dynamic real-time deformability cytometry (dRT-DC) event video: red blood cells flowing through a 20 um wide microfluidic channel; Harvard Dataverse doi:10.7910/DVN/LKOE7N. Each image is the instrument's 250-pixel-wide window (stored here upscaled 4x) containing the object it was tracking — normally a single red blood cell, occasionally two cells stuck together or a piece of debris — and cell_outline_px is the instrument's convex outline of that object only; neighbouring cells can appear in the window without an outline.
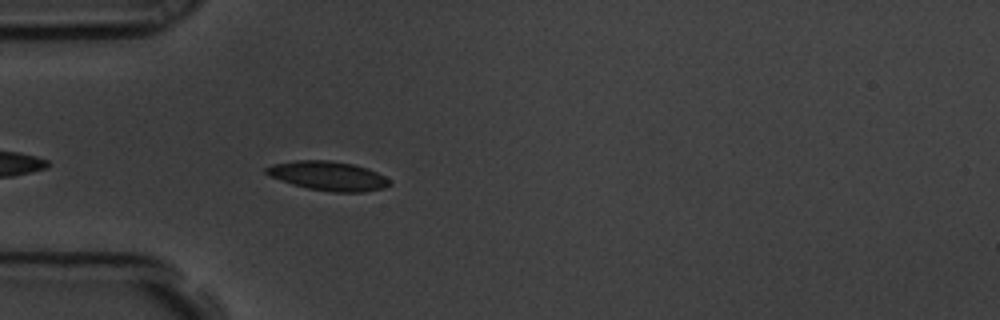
{"species": "common noctule bat (a hibernating species)", "species_latin": "Nyctalus noctula", "temperature_condition": "room temperature", "stored_images_in_passage": 26, "camera_frame_rate_fps": 3000, "um_per_image_px": 0.085, "animal": {"sex": "male", "body_mass_g": 19.5, "forearm_length_mm": 54.6}, "frame": {"image": 1, "passage_image": 4, "time_ms": 1.0, "image_size_px": [1000, 320], "cell_outline_px": [[392, 184], [384, 188], [364, 192], [332, 192], [308, 188], [292, 184], [272, 176], [264, 172], [264, 168], [272, 164], [296, 160], [328, 160], [352, 164], [368, 168], [384, 176]], "centroid_in_image_um": [27.9, 14.95], "position_along_channel_um": 57.1, "area_um2": 20.87}}
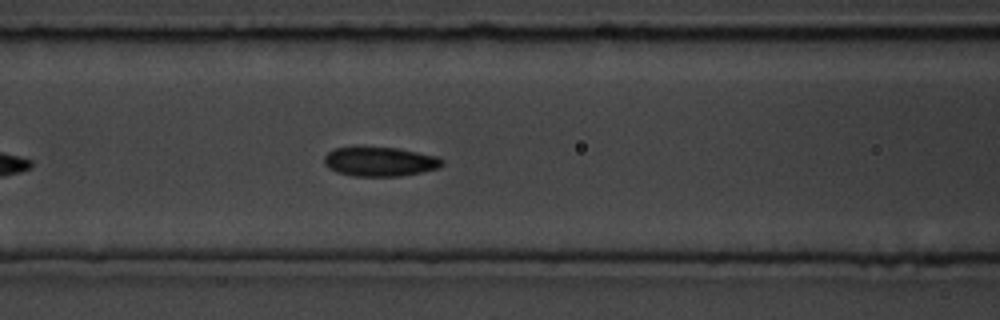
{"frame": {"image": 2, "passage_image": 11, "time_ms": 3.333, "image_size_px": [1000, 320], "cell_outline_px": [[444, 164], [436, 168], [420, 172], [400, 176], [352, 176], [336, 172], [328, 168], [324, 164], [324, 156], [332, 148], [400, 148], [436, 156], [444, 160]], "centroid_in_image_um": [32.27, 13.74], "position_along_channel_um": 134.3, "area_um2": 20.0}}
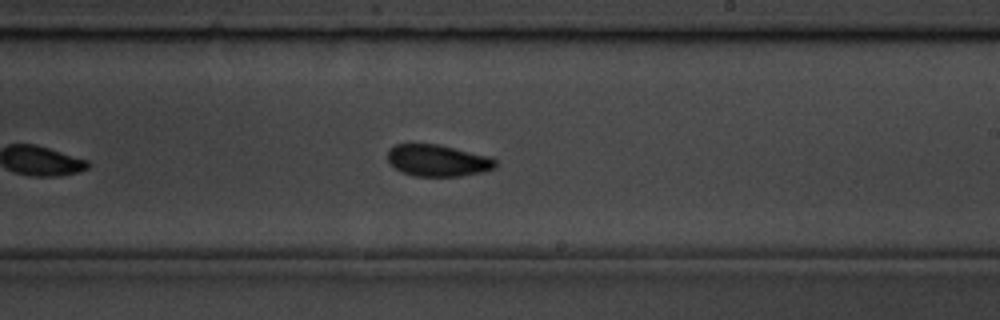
{"frame": {"image": 3, "passage_image": 21, "time_ms": 6.667, "image_size_px": [1000, 320], "cell_outline_px": [[496, 168], [484, 172], [460, 176], [412, 176], [388, 164], [388, 148], [396, 144], [440, 144], [488, 156], [496, 160]], "centroid_in_image_um": [37.2, 13.64], "position_along_channel_um": 251.8, "area_um2": 20.06}}